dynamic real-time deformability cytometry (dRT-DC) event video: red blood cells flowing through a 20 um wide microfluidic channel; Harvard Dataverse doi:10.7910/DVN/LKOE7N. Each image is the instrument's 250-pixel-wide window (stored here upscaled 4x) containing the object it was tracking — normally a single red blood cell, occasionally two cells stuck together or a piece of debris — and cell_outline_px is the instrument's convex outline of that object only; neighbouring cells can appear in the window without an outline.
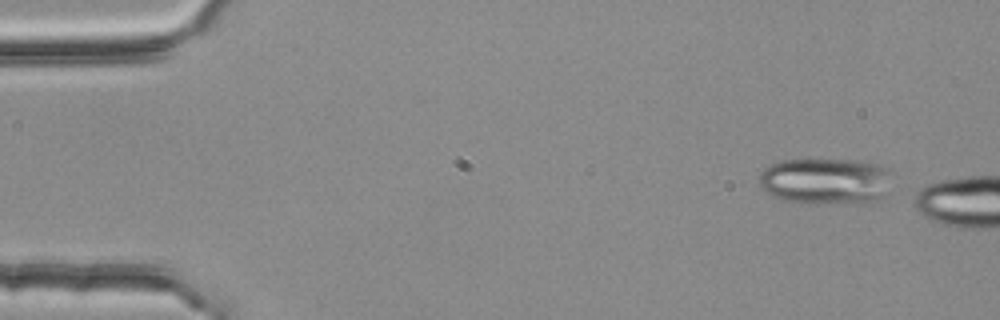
{"species": "common noctule bat (a hibernating species)", "species_latin": "Nyctalus noctula", "temperature_condition": "room temperature", "stored_images_in_passage": 2, "camera_frame_rate_fps": 3000, "um_per_image_px": 0.085, "animal": {"sex": "female", "body_mass_g": 25.1}, "frame": {"image": 1, "passage_image": 1, "time_ms": 0.0, "image_size_px": [1000, 320], "cell_outline_px": [[892, 172], [884, 196], [880, 204], [868, 204], [784, 200], [772, 196], [760, 184], [760, 172], [764, 168], [780, 160], [860, 160], [880, 164], [888, 168]], "centroid_in_image_um": [70.28, 15.39], "position_along_channel_um": 14.7, "area_um2": 36.07}}